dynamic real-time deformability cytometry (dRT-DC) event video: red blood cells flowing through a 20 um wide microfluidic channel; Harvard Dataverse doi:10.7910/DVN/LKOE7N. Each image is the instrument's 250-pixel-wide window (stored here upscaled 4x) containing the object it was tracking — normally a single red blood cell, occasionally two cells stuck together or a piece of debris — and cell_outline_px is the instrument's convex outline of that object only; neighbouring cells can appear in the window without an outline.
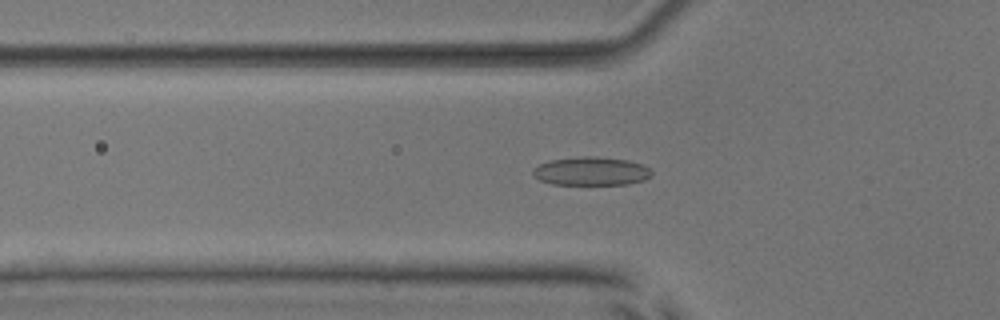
{"species": "common noctule bat (a hibernating species)", "species_latin": "Nyctalus noctula", "temperature_condition": "room temperature", "stored_images_in_passage": 52, "camera_frame_rate_fps": 3000, "um_per_image_px": 0.085, "animal": {"sex": "male", "body_mass_g": 17.9, "forearm_length_mm": 54.2}, "frame": {"image": 1, "passage_image": 17, "time_ms": 5.333, "image_size_px": [1000, 320], "cell_outline_px": [[652, 176], [644, 180], [628, 184], [552, 184], [540, 180], [532, 176], [532, 168], [548, 160], [580, 156], [592, 156], [628, 160], [644, 164], [652, 172]], "centroid_in_image_um": [50.23, 14.54], "position_along_channel_um": 75.6, "area_um2": 19.88}}
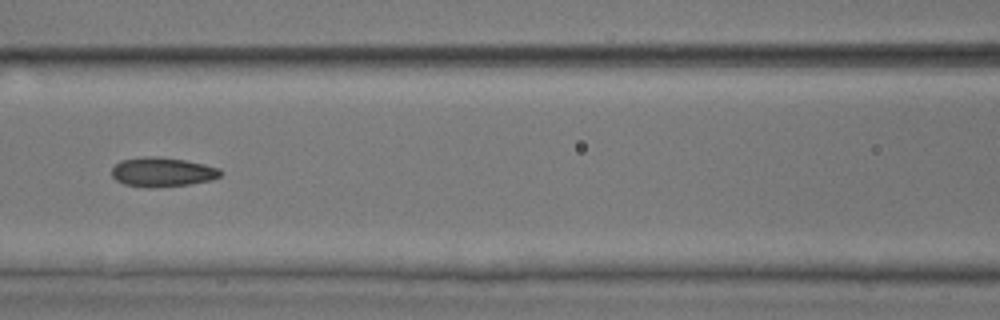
{"frame": {"image": 2, "passage_image": 23, "time_ms": 7.333, "image_size_px": [1000, 320], "cell_outline_px": [[224, 172], [220, 176], [212, 180], [188, 184], [152, 188], [148, 188], [124, 184], [116, 180], [112, 176], [112, 168], [120, 160], [144, 156], [160, 156], [184, 160], [204, 164], [220, 168]], "centroid_in_image_um": [13.8, 14.62], "position_along_channel_um": 152.8, "area_um2": 18.79}}
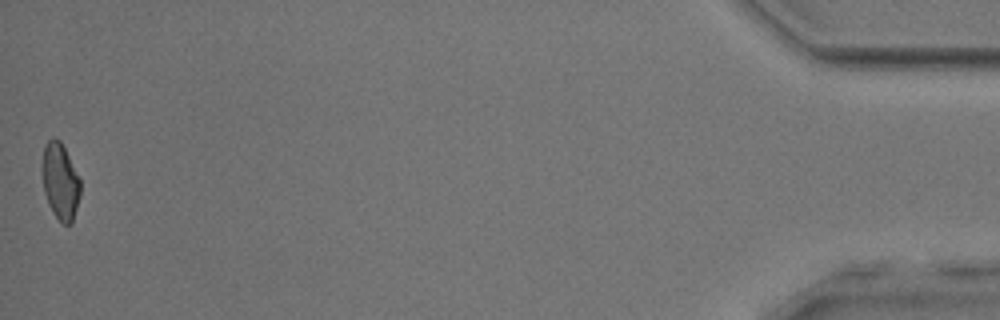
{"frame": {"image": 3, "passage_image": 52, "time_ms": 17.0, "image_size_px": [1000, 320], "cell_outline_px": [[80, 196], [72, 224], [64, 224], [52, 212], [48, 204], [44, 192], [44, 144], [52, 136], [60, 140], [80, 180]], "centroid_in_image_um": [5.14, 15.44], "position_along_channel_um": 430.1, "area_um2": 16.53}, "authors_computed_cell_mechanics": {"area_um2": 18.4382, "velocity_mm_per_s": 3.8491, "shape_relaxation_time_tau1_ms": 3.2338, "shape_relaxation_time_tau2_ms": 2.2747, "deformation_change_tau1": 0.1228, "deformation_change_tau2": 0.0793}}